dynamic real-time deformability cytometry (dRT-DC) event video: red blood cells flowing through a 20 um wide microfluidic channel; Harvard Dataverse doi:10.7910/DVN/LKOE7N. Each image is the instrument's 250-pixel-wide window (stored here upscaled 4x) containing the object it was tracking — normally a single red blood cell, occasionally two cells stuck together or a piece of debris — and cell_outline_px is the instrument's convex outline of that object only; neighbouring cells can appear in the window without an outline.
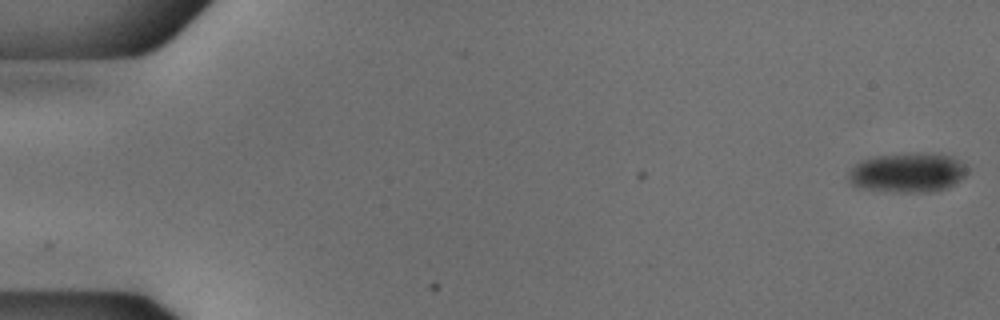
{"species": "common noctule bat (a hibernating species)", "species_latin": "Nyctalus noctula", "temperature_condition": "cold", "stored_images_in_passage": 54, "camera_frame_rate_fps": 3000, "um_per_image_px": 0.085, "animal": {"sex": "male", "body_mass_g": 18.8}, "frame": {"image": 1, "passage_image": 1, "time_ms": 0.0, "image_size_px": [1000, 320], "cell_outline_px": [[968, 172], [956, 184], [948, 188], [936, 192], [884, 192], [856, 188], [848, 180], [848, 172], [860, 160], [876, 156], [916, 152], [928, 152], [952, 156], [960, 160], [968, 168]], "centroid_in_image_um": [77.16, 14.68], "position_along_channel_um": 7.8, "area_um2": 28.21}}
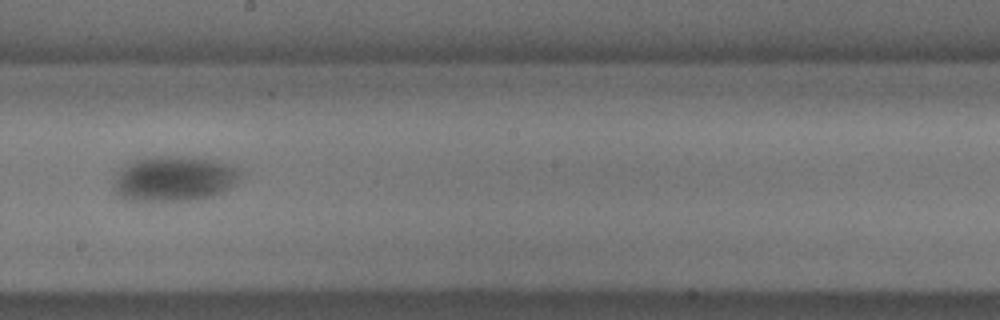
{"frame": {"image": 2, "passage_image": 31, "time_ms": 10.0, "image_size_px": [1000, 320], "cell_outline_px": [[244, 176], [240, 180], [224, 192], [212, 196], [196, 200], [128, 200], [116, 196], [112, 188], [116, 172], [124, 164], [136, 160], [152, 156], [180, 156], [216, 160], [232, 164]], "centroid_in_image_um": [14.8, 15.18], "position_along_channel_um": 233.4, "area_um2": 33.99}}
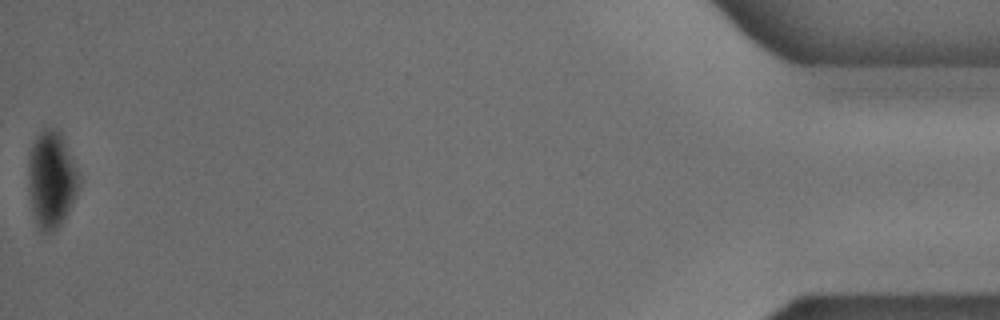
{"frame": {"image": 3, "passage_image": 54, "time_ms": 17.667, "image_size_px": [1000, 320], "cell_outline_px": [[80, 184], [76, 196], [68, 212], [60, 224], [52, 232], [44, 232], [36, 224], [32, 208], [28, 188], [28, 160], [32, 144], [36, 136], [44, 128], [56, 128], [64, 136], [80, 172]], "centroid_in_image_um": [4.4, 15.2], "position_along_channel_um": 430.8, "area_um2": 29.02}}